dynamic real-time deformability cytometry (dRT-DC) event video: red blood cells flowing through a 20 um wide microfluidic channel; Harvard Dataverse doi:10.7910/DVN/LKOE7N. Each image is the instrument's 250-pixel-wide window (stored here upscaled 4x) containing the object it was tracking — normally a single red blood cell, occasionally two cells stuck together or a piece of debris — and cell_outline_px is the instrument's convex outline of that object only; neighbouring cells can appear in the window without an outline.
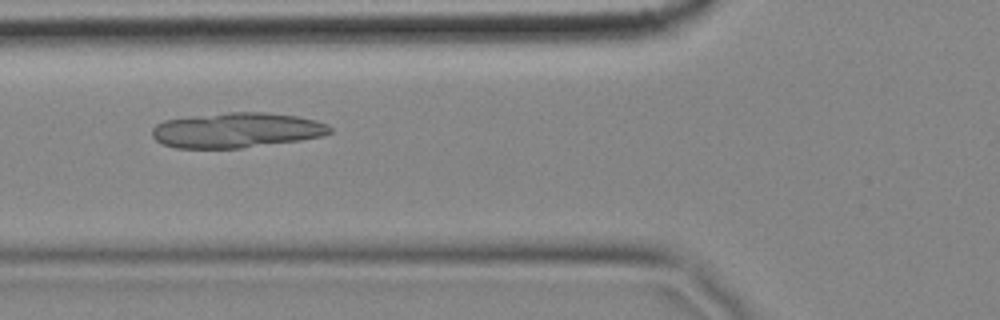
{"species": "common noctule bat (a hibernating species)", "species_latin": "Nyctalus noctula", "temperature_condition": "cold", "stored_images_in_passage": 7, "camera_frame_rate_fps": 3000, "um_per_image_px": 0.085, "animal": {"sex": "female", "body_mass_g": 18.4}, "frame": {"image": 1, "passage_image": 6, "time_ms": 1.667, "image_size_px": [1000, 320], "cell_outline_px": [[332, 132], [324, 136], [300, 140], [240, 148], [176, 148], [160, 144], [152, 136], [152, 128], [156, 124], [164, 120], [228, 112], [268, 112], [296, 116], [316, 120], [328, 124], [332, 128]], "centroid_in_image_um": [20.12, 11.07], "position_along_channel_um": 105.7, "area_um2": 36.47}}
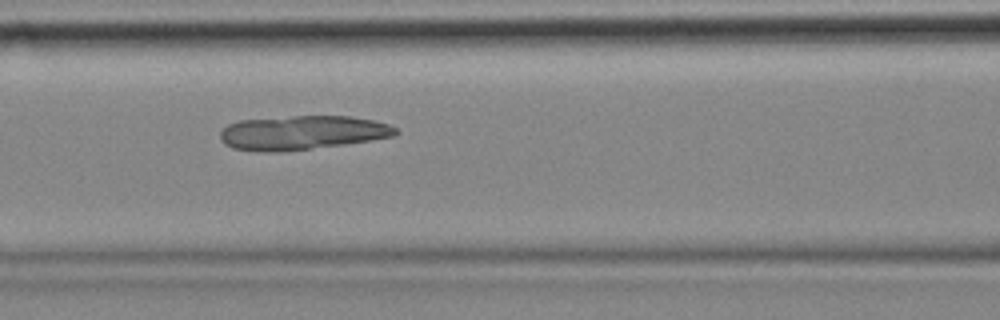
{"frame": {"image": 2, "passage_image": 7, "time_ms": 2.0, "image_size_px": [1000, 320], "cell_outline_px": [[400, 132], [392, 136], [372, 140], [344, 144], [284, 152], [264, 152], [232, 148], [224, 144], [220, 140], [220, 132], [228, 124], [240, 120], [292, 116], [352, 116], [372, 120], [388, 124], [396, 128]], "centroid_in_image_um": [25.66, 11.28], "position_along_channel_um": 140.9, "area_um2": 34.97}}